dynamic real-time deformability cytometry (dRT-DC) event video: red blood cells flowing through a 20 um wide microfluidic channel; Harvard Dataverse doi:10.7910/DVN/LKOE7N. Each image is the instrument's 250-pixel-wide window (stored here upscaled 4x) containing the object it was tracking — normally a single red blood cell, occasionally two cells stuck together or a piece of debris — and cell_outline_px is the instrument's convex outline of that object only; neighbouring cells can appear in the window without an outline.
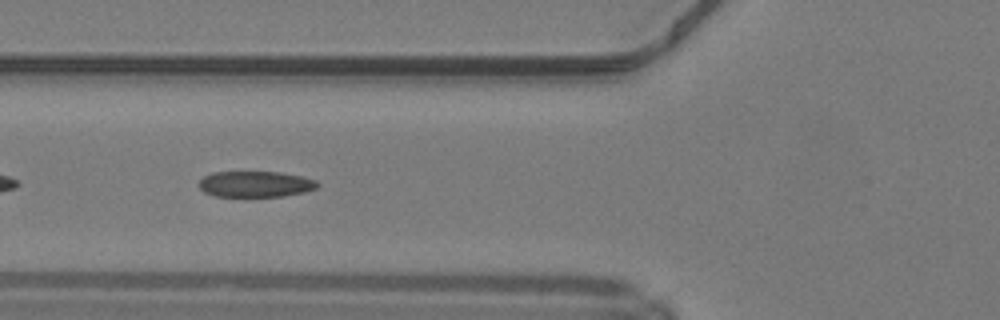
{"species": "common noctule bat (a hibernating species)", "species_latin": "Nyctalus noctula", "temperature_condition": "warm", "stored_images_in_passage": 44, "camera_frame_rate_fps": 3000, "um_per_image_px": 0.085, "animal": {"sex": "male", "body_mass_g": 19.2, "forearm_length_mm": 51.8}, "frame": {"image": 1, "passage_image": 16, "time_ms": 5.0, "image_size_px": [1000, 320], "cell_outline_px": [[320, 184], [316, 188], [304, 192], [284, 196], [216, 196], [204, 192], [200, 188], [200, 180], [204, 176], [212, 172], [280, 172], [300, 176], [316, 180]], "centroid_in_image_um": [21.72, 15.64], "position_along_channel_um": 104.1, "area_um2": 17.8}}
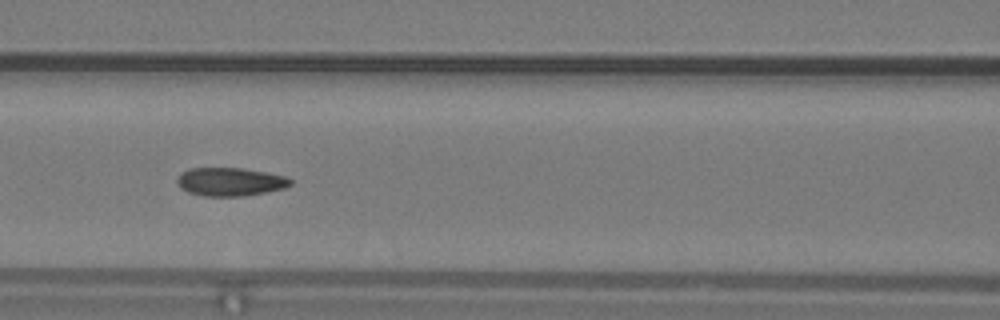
{"frame": {"image": 2, "passage_image": 19, "time_ms": 6.0, "image_size_px": [1000, 320], "cell_outline_px": [[292, 184], [284, 188], [244, 196], [204, 196], [188, 192], [180, 188], [176, 180], [180, 172], [188, 168], [244, 168], [268, 172], [284, 176], [292, 180]], "centroid_in_image_um": [19.54, 15.44], "position_along_channel_um": 147.1, "area_um2": 18.84}}